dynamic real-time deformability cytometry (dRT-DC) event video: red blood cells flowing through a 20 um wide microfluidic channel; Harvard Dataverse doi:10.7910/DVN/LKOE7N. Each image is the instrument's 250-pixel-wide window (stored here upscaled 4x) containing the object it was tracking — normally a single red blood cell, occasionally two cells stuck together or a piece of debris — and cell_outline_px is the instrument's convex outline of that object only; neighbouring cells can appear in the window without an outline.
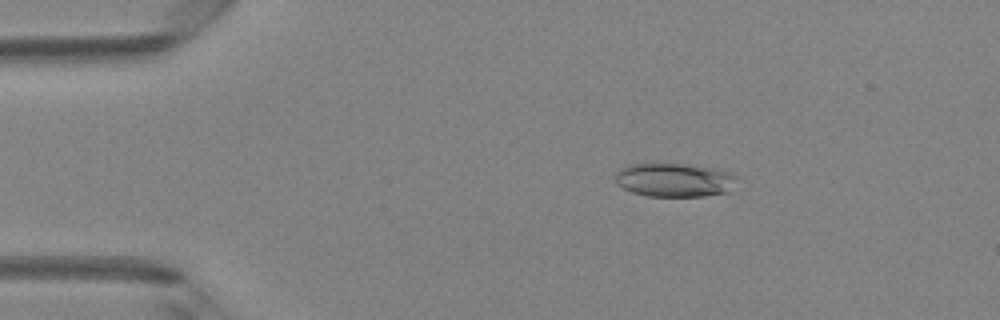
{"species": "Egyptian fruit bat (a non-hibernating species)", "species_latin": "Rousettus aegyptiacus", "temperature_condition": "room temperature", "stored_images_in_passage": 48, "camera_frame_rate_fps": 3000, "um_per_image_px": 0.085, "animal": {"sex": "female"}, "frame": {"image": 1, "passage_image": 8, "time_ms": 2.333, "image_size_px": [1000, 320], "cell_outline_px": [[740, 176], [728, 192], [704, 196], [648, 196], [632, 192], [616, 184], [616, 172], [624, 168], [636, 164], [656, 160], [684, 164], [708, 168], [728, 172]], "centroid_in_image_um": [57.31, 15.27], "position_along_channel_um": 27.7, "area_um2": 24.22}}
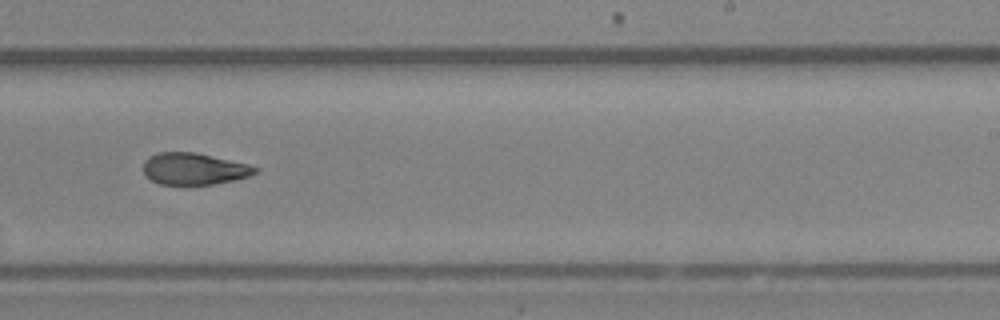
{"frame": {"image": 2, "passage_image": 30, "time_ms": 9.667, "image_size_px": [1000, 320], "cell_outline_px": [[260, 172], [248, 176], [232, 180], [212, 184], [160, 184], [152, 180], [144, 172], [144, 160], [148, 156], [156, 152], [196, 152], [248, 164], [260, 168]], "centroid_in_image_um": [16.51, 14.33], "position_along_channel_um": 272.5, "area_um2": 20.63}}
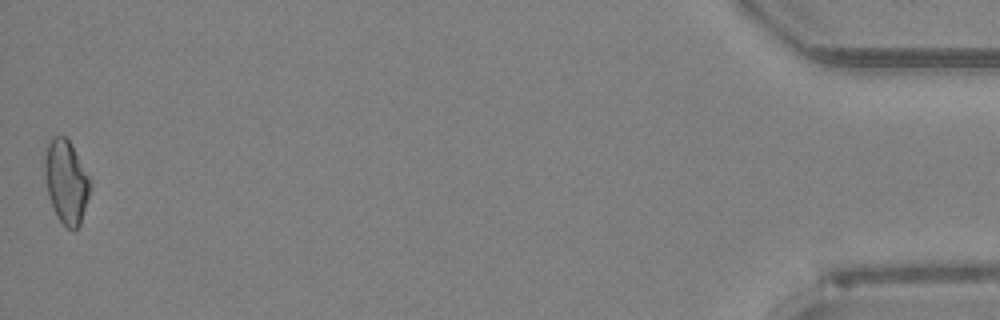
{"frame": {"image": 3, "passage_image": 48, "time_ms": 15.667, "image_size_px": [1000, 320], "cell_outline_px": [[92, 188], [80, 224], [76, 228], [68, 228], [56, 216], [48, 192], [44, 176], [44, 156], [48, 144], [52, 136], [64, 136], [72, 144], [92, 176]], "centroid_in_image_um": [5.67, 15.39], "position_along_channel_um": 429.5, "area_um2": 22.54}, "authors_computed_cell_mechanics": {"area_um2": 21.7039, "velocity_mm_per_s": 4.1713, "shape_relaxation_time_tau1_ms": null, "shape_relaxation_time_tau2_ms": 3.6826, "deformation_change_tau1": null, "deformation_change_tau2": 0.1223}}